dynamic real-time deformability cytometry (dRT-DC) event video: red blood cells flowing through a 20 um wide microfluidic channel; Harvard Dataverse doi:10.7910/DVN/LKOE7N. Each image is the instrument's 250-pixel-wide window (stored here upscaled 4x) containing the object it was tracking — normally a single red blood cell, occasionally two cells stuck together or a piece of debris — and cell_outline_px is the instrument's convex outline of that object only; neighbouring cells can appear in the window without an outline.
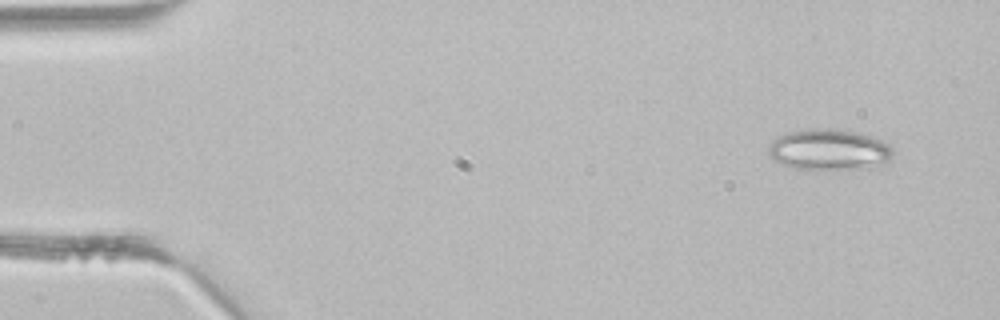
{"species": "common noctule bat (a hibernating species)", "species_latin": "Nyctalus noctula", "temperature_condition": "room temperature", "stored_images_in_passage": 40, "camera_frame_rate_fps": 3000, "um_per_image_px": 0.085, "animal": {"sex": "male", "body_mass_g": 21.5, "forearm_length_mm": 52.0}, "frame": {"image": 1, "passage_image": 1, "time_ms": 0.0, "image_size_px": [1000, 320], "cell_outline_px": [[892, 156], [884, 164], [840, 168], [792, 168], [780, 164], [768, 152], [768, 148], [772, 140], [776, 136], [808, 128], [836, 128], [860, 132], [872, 136], [888, 144], [892, 148]], "centroid_in_image_um": [70.44, 12.67], "position_along_channel_um": 14.6, "area_um2": 29.25}}
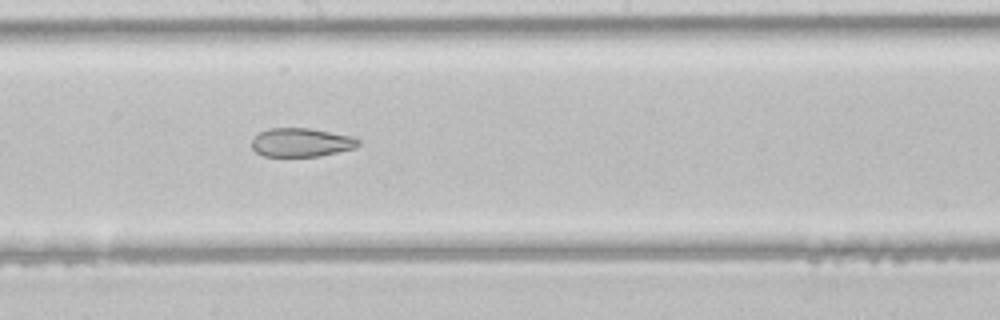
{"frame": {"image": 2, "passage_image": 21, "time_ms": 6.667, "image_size_px": [1000, 320], "cell_outline_px": [[360, 144], [356, 148], [320, 156], [264, 156], [256, 152], [252, 148], [252, 140], [260, 132], [268, 128], [308, 128], [352, 136], [360, 140]], "centroid_in_image_um": [25.63, 12.11], "position_along_channel_um": 222.6, "area_um2": 17.8}}
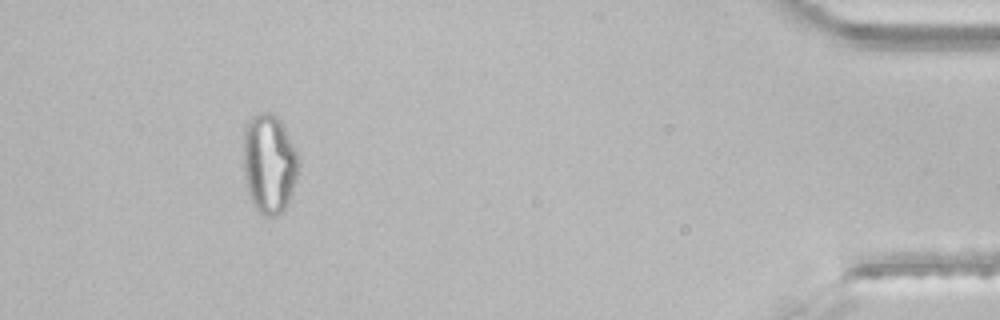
{"frame": {"image": 3, "passage_image": 37, "time_ms": 12.0, "image_size_px": [1000, 320], "cell_outline_px": [[300, 164], [296, 180], [288, 200], [284, 208], [276, 216], [264, 216], [256, 212], [252, 204], [248, 192], [244, 176], [244, 128], [248, 120], [256, 112], [268, 112], [276, 116], [280, 120], [296, 152]], "centroid_in_image_um": [22.85, 13.92], "position_along_channel_um": 412.3, "area_um2": 31.96}}